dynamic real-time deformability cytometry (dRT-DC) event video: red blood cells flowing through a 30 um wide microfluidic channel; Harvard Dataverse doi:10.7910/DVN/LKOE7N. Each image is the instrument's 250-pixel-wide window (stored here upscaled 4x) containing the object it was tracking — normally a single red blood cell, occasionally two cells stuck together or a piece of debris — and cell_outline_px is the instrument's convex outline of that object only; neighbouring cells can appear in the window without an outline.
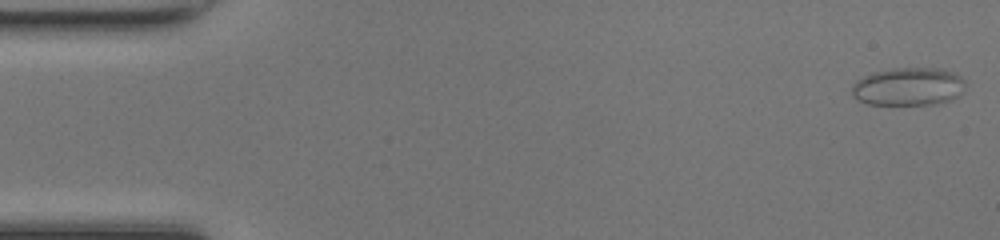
{"species": "common noctule bat (a hibernating species)", "species_latin": "Nyctalus noctula", "temperature_condition": "room temperature", "stored_images_in_passage": 48, "camera_frame_rate_fps": 3000, "um_per_image_px": 0.085, "animal": {"sex": "female", "body_mass_g": 17.0, "forearm_length_mm": 48.0}, "frame": {"image": 1, "passage_image": 1, "time_ms": 0.0, "image_size_px": [1000, 240], "cell_outline_px": [[964, 92], [952, 100], [936, 104], [868, 104], [852, 96], [852, 84], [856, 80], [872, 72], [892, 68], [944, 68], [956, 72], [964, 80]], "centroid_in_image_um": [77.24, 7.35], "position_along_channel_um": 7.8, "area_um2": 25.49}}
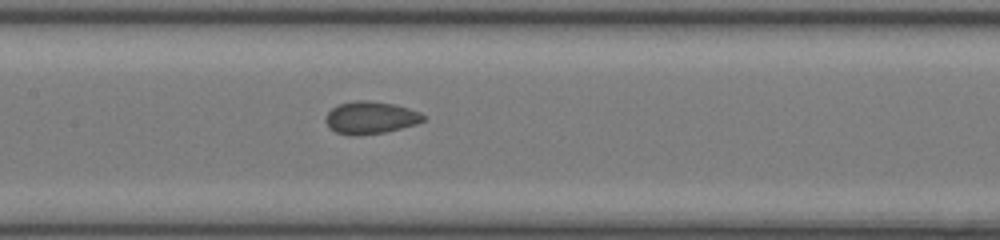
{"frame": {"image": 2, "passage_image": 23, "time_ms": 7.333, "image_size_px": [1000, 240], "cell_outline_px": [[424, 120], [416, 124], [384, 132], [360, 136], [336, 132], [328, 128], [324, 120], [328, 112], [332, 108], [340, 104], [356, 100], [368, 100], [392, 104], [408, 108], [420, 112], [424, 116]], "centroid_in_image_um": [31.46, 10.0], "position_along_channel_um": 175.9, "area_um2": 18.32}}
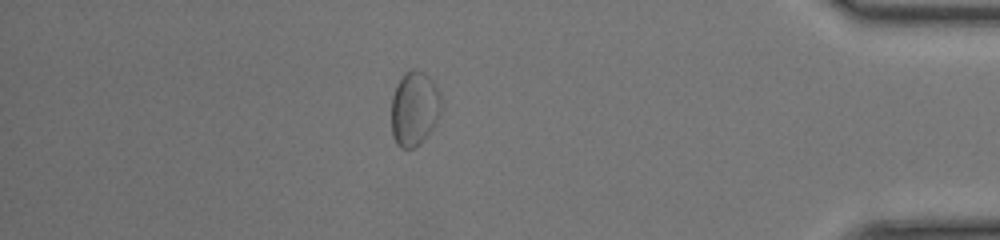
{"frame": {"image": 3, "passage_image": 42, "time_ms": 13.667, "image_size_px": [1000, 240], "cell_outline_px": [[440, 116], [436, 124], [424, 140], [420, 144], [412, 148], [400, 148], [396, 144], [392, 136], [392, 96], [396, 84], [404, 72], [412, 68], [416, 68], [424, 72], [432, 80], [440, 96]], "centroid_in_image_um": [35.21, 9.23], "position_along_channel_um": 400.0, "area_um2": 21.91}, "authors_computed_cell_mechanics": {"area_um2": 19.0451, "velocity_mm_per_s": 4.2271, "shape_relaxation_time_tau1_ms": null, "shape_relaxation_time_tau2_ms": 0.8816, "deformation_change_tau1": null, "deformation_change_tau2": 0.0462}}